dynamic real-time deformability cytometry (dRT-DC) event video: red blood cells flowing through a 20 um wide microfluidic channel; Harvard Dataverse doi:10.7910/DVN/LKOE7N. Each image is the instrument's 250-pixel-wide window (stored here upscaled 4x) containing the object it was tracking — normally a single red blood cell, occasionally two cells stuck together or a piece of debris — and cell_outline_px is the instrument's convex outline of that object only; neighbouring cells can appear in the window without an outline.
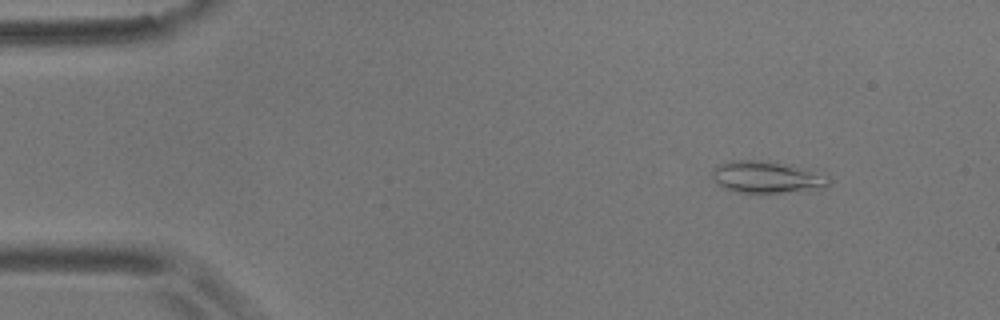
{"species": "common noctule bat (a hibernating species)", "species_latin": "Nyctalus noctula", "temperature_condition": "room temperature", "stored_images_in_passage": 4, "camera_frame_rate_fps": 3000, "um_per_image_px": 0.085, "animal": {"sex": "male", "body_mass_g": 17.9}, "frame": {"image": 1, "passage_image": 1, "time_ms": 0.0, "image_size_px": [1000, 320], "cell_outline_px": [[828, 184], [824, 188], [784, 192], [736, 192], [724, 188], [716, 184], [712, 176], [712, 168], [716, 164], [728, 160], [752, 160], [792, 164], [828, 176]], "centroid_in_image_um": [65.1, 15.04], "position_along_channel_um": 19.9, "area_um2": 21.68}}